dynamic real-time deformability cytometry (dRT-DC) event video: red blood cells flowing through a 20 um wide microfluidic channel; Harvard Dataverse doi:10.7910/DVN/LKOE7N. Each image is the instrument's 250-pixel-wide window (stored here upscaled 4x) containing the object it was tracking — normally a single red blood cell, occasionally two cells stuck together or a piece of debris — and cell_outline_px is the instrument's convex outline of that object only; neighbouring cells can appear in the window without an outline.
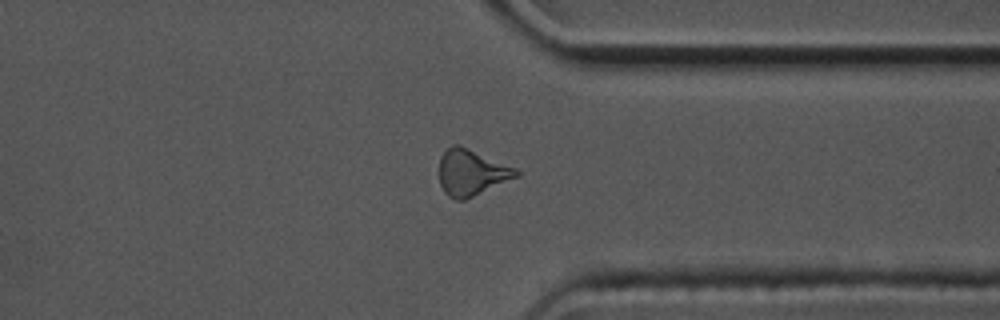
{"species": "common noctule bat (a hibernating species)", "species_latin": "Nyctalus noctula", "temperature_condition": "cold", "stored_images_in_passage": 48, "camera_frame_rate_fps": 3000, "um_per_image_px": 0.085, "animal": {"sex": "male", "body_mass_g": 17.5, "forearm_length_mm": 52.3}, "frame": {"image": 1, "passage_image": 35, "time_ms": 11.333, "image_size_px": [1000, 320], "cell_outline_px": [[520, 176], [464, 200], [456, 200], [448, 196], [444, 192], [440, 184], [440, 156], [452, 144], [460, 144], [516, 168], [520, 172]], "centroid_in_image_um": [40.08, 14.66], "position_along_channel_um": 371.3, "area_um2": 20.75}}
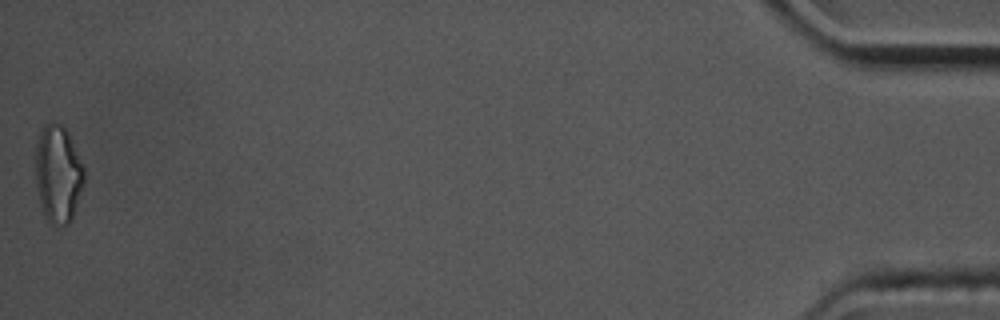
{"frame": {"image": 2, "passage_image": 48, "time_ms": 15.667, "image_size_px": [1000, 320], "cell_outline_px": [[84, 184], [72, 220], [68, 224], [60, 228], [56, 228], [44, 216], [40, 204], [36, 188], [36, 144], [40, 128], [44, 124], [52, 120], [64, 124], [68, 132], [84, 168]], "centroid_in_image_um": [4.93, 14.79], "position_along_channel_um": 430.3, "area_um2": 28.32}, "authors_computed_cell_mechanics": {"area_um2": 20.4323, "velocity_mm_per_s": 3.5797, "shape_relaxation_time_tau1_ms": 3.1023, "shape_relaxation_time_tau2_ms": 4.1345, "deformation_change_tau1": 0.1397, "deformation_change_tau2": 0.1377}}